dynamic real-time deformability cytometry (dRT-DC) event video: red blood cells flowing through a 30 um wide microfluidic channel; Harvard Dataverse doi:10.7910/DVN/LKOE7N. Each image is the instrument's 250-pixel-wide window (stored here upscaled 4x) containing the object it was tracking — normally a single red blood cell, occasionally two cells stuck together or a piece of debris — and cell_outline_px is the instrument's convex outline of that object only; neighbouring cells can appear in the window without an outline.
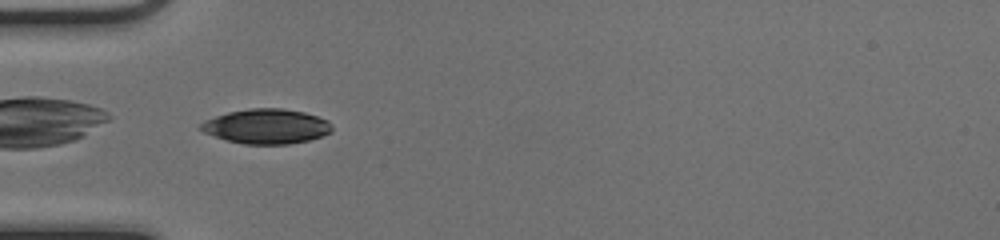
{"species": "common noctule bat (a hibernating species)", "species_latin": "Nyctalus noctula", "temperature_condition": "cold", "stored_images_in_passage": 33, "camera_frame_rate_fps": 3000, "um_per_image_px": 0.085, "animal": {"sex": "female", "body_mass_g": 17.0, "forearm_length_mm": 48.0}, "frame": {"image": 1, "passage_image": 1, "time_ms": 0.0, "image_size_px": [1000, 240], "cell_outline_px": [[332, 128], [328, 132], [320, 136], [308, 140], [288, 144], [244, 144], [228, 140], [204, 132], [200, 128], [200, 124], [204, 120], [228, 112], [248, 108], [280, 108], [304, 112], [328, 120]], "centroid_in_image_um": [22.63, 10.73], "position_along_channel_um": 62.4, "area_um2": 26.24}}
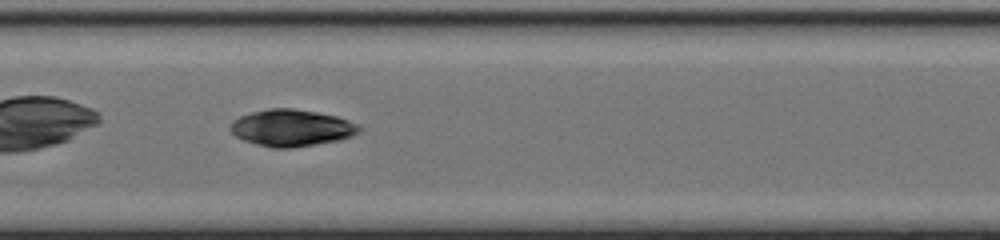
{"frame": {"image": 2, "passage_image": 10, "time_ms": 3.0, "image_size_px": [1000, 240], "cell_outline_px": [[360, 132], [352, 136], [336, 140], [292, 148], [272, 148], [256, 144], [244, 140], [236, 136], [232, 132], [232, 120], [240, 116], [252, 112], [268, 108], [292, 108], [316, 112], [336, 116], [360, 124]], "centroid_in_image_um": [24.79, 10.86], "position_along_channel_um": 182.6, "area_um2": 27.4}}
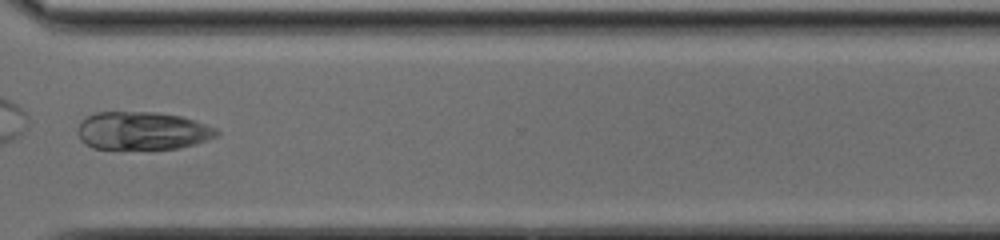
{"frame": {"image": 3, "passage_image": 23, "time_ms": 7.333, "image_size_px": [1000, 240], "cell_outline_px": [[220, 132], [216, 136], [180, 148], [92, 148], [84, 144], [80, 140], [76, 132], [80, 124], [88, 116], [96, 112], [156, 112], [180, 116], [216, 128]], "centroid_in_image_um": [12.05, 11.11], "position_along_channel_um": 358.5, "area_um2": 30.35}, "authors_computed_cell_mechanics": {"area_um2": 27.9174, "velocity_mm_per_s": 4.0698, "shape_relaxation_time_tau1_ms": null, "shape_relaxation_time_tau2_ms": 2.8246, "deformation_change_tau1": null, "deformation_change_tau2": 0.0576}}